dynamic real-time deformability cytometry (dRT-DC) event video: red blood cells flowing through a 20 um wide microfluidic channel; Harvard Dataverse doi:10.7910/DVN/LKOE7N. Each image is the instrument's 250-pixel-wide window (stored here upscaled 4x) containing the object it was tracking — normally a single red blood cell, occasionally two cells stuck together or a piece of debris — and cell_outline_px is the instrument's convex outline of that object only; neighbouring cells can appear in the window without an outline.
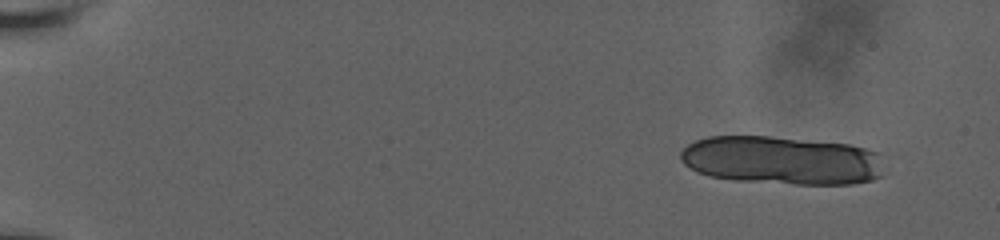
{"species": "human", "species_latin": "Homo sapiens", "temperature_condition": "room temperature", "stored_images_in_passage": 23, "segment_of_instrument_passage": [1, 2], "camera_frame_rate_fps": 3000, "um_per_image_px": 0.085, "donor": {"sex": "male"}, "frame": {"image": 1, "passage_image": 1, "time_ms": 0.0, "image_size_px": [1000, 240], "cell_outline_px": [[884, 176], [872, 180], [852, 184], [796, 184], [732, 180], [708, 176], [696, 172], [684, 164], [680, 160], [680, 152], [688, 144], [696, 140], [708, 136], [768, 136], [848, 144], [864, 148], [876, 152]], "centroid_in_image_um": [66.4, 13.63], "position_along_channel_um": 18.6, "area_um2": 57.57}}